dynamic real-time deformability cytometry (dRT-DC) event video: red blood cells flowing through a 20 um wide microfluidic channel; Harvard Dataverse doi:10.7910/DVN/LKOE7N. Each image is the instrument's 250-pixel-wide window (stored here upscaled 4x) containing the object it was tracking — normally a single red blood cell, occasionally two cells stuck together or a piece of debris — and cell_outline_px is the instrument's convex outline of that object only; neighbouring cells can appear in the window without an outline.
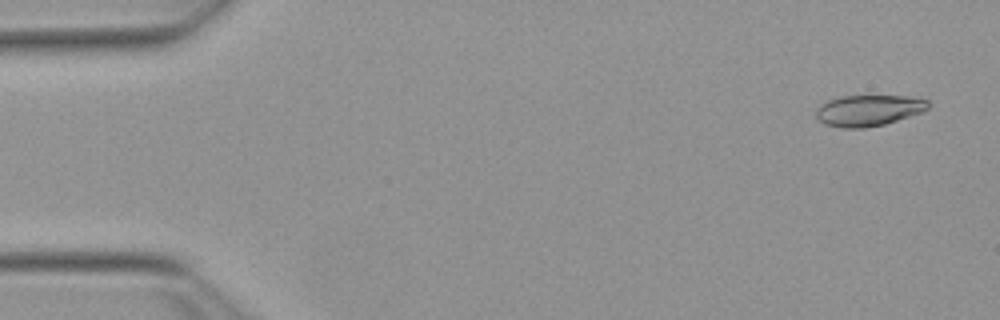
{"species": "Egyptian fruit bat (a non-hibernating species)", "species_latin": "Rousettus aegyptiacus", "temperature_condition": "warm", "stored_images_in_passage": 51, "camera_frame_rate_fps": 3000, "um_per_image_px": 0.085, "animal": {"sex": "female"}, "frame": {"image": 1, "passage_image": 1, "time_ms": 0.0, "image_size_px": [1000, 320], "cell_outline_px": [[928, 108], [924, 112], [884, 124], [864, 128], [840, 128], [824, 124], [816, 116], [816, 108], [820, 104], [828, 100], [840, 96], [908, 96], [928, 100]], "centroid_in_image_um": [73.81, 9.39], "position_along_channel_um": 11.2, "area_um2": 20.4}}
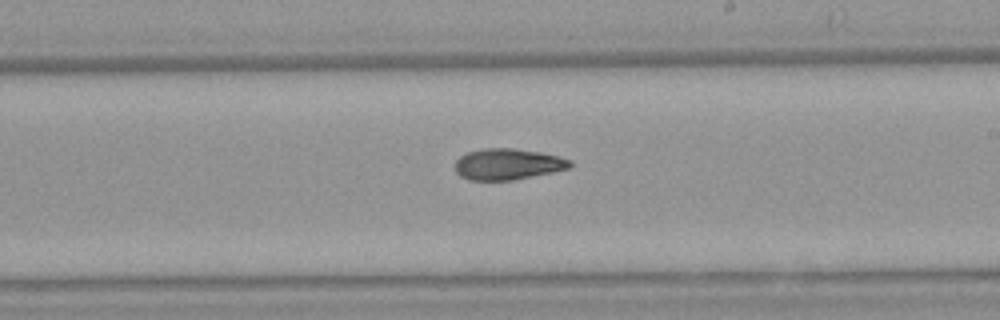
{"frame": {"image": 2, "passage_image": 29, "time_ms": 9.333, "image_size_px": [1000, 320], "cell_outline_px": [[572, 164], [568, 168], [552, 172], [512, 180], [468, 180], [460, 176], [456, 172], [456, 160], [460, 156], [468, 152], [484, 148], [512, 148], [540, 152], [572, 160]], "centroid_in_image_um": [43.13, 13.95], "position_along_channel_um": 245.9, "area_um2": 20.69}}
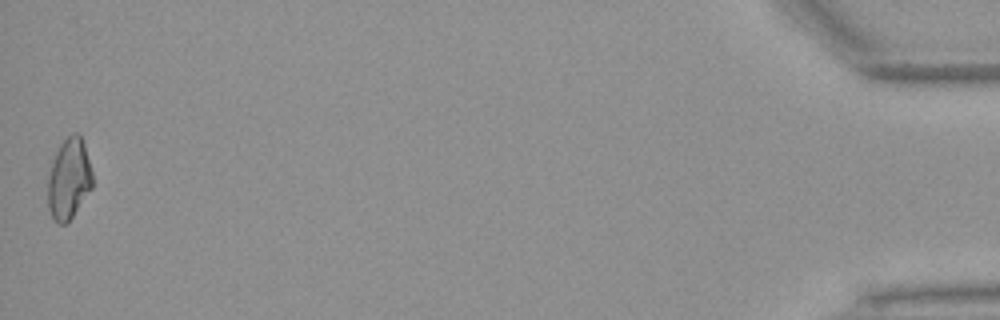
{"frame": {"image": 3, "passage_image": 51, "time_ms": 16.667, "image_size_px": [1000, 320], "cell_outline_px": [[92, 188], [72, 216], [64, 224], [60, 224], [52, 216], [48, 208], [48, 176], [56, 152], [60, 144], [72, 132], [76, 132], [80, 136], [84, 144], [92, 172]], "centroid_in_image_um": [5.86, 15.18], "position_along_channel_um": 429.3, "area_um2": 20.63}, "authors_computed_cell_mechanics": {"area_um2": 20.9236, "velocity_mm_per_s": 3.8399, "shape_relaxation_time_tau1_ms": null, "shape_relaxation_time_tau2_ms": 5.123, "deformation_change_tau1": null, "deformation_change_tau2": 0.1198}}